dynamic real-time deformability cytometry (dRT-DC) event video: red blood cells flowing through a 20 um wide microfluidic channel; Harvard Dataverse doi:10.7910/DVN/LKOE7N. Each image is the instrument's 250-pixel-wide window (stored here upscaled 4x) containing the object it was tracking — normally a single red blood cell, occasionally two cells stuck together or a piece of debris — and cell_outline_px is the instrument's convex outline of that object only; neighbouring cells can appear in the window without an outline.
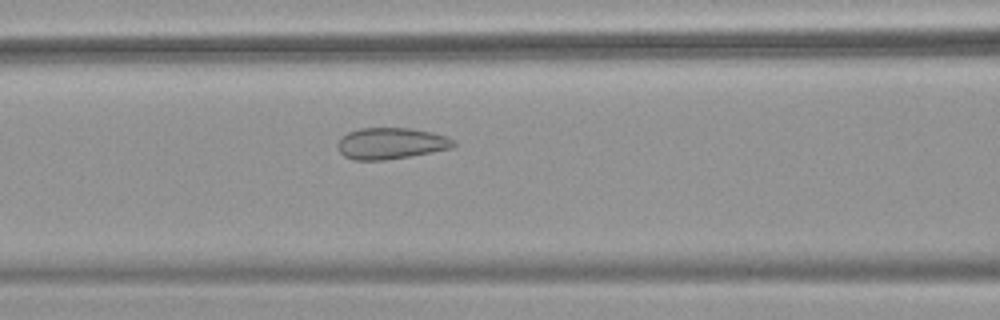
{"species": "common noctule bat (a hibernating species)", "species_latin": "Nyctalus noctula", "temperature_condition": "warm", "stored_images_in_passage": 39, "camera_frame_rate_fps": 3000, "um_per_image_px": 0.085, "animal": {"sex": "female", "body_mass_g": 18.4}, "frame": {"image": 1, "passage_image": 8, "time_ms": 2.333, "image_size_px": [1000, 320], "cell_outline_px": [[456, 144], [452, 148], [408, 156], [384, 160], [352, 160], [344, 156], [340, 152], [336, 144], [348, 132], [360, 128], [412, 128], [432, 132], [444, 136], [452, 140]], "centroid_in_image_um": [33.2, 12.19], "position_along_channel_um": 133.4, "area_um2": 20.98}}
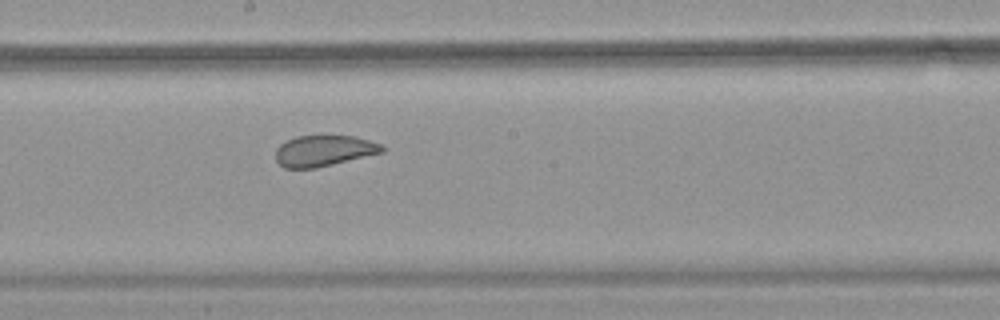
{"frame": {"image": 2, "passage_image": 15, "time_ms": 4.667, "image_size_px": [1000, 320], "cell_outline_px": [[384, 152], [316, 168], [284, 168], [276, 160], [276, 148], [280, 144], [296, 136], [356, 136], [380, 144], [384, 148]], "centroid_in_image_um": [27.52, 12.82], "position_along_channel_um": 220.7, "area_um2": 19.07}}
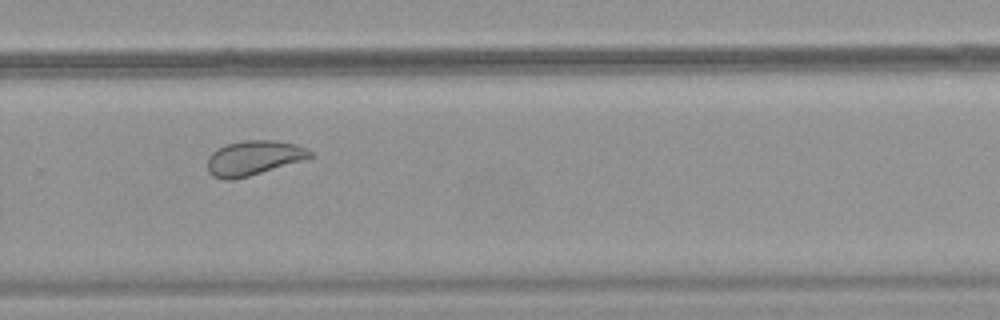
{"frame": {"image": 3, "passage_image": 22, "time_ms": 7.0, "image_size_px": [1000, 320], "cell_outline_px": [[316, 156], [304, 160], [248, 176], [232, 180], [224, 180], [212, 176], [208, 172], [208, 156], [212, 152], [228, 144], [244, 140], [272, 140], [296, 144], [312, 152]], "centroid_in_image_um": [21.57, 13.43], "position_along_channel_um": 308.2, "area_um2": 20.63}, "authors_computed_cell_mechanics": {"area_um2": 21.3282, "velocity_mm_per_s": 3.7539, "shape_relaxation_time_tau1_ms": null, "shape_relaxation_time_tau2_ms": 0.6416, "deformation_change_tau1": null, "deformation_change_tau2": 0.0467}}